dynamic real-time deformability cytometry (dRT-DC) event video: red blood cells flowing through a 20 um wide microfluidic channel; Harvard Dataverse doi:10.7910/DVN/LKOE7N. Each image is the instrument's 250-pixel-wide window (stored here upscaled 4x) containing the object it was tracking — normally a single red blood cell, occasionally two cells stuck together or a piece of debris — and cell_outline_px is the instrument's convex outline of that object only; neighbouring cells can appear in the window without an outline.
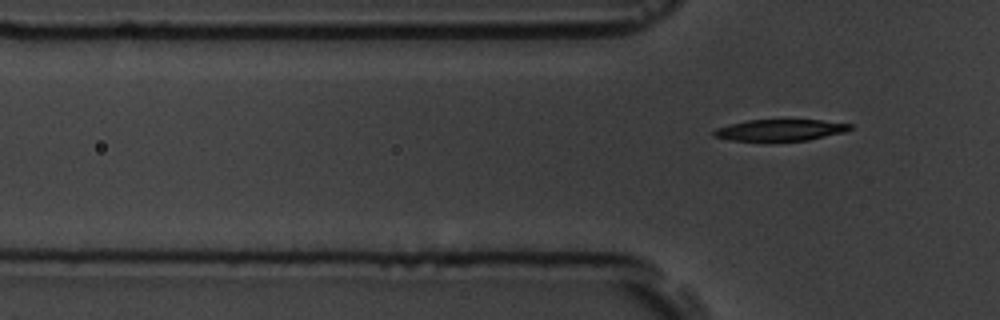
{"species": "common noctule bat (a hibernating species)", "species_latin": "Nyctalus noctula", "temperature_condition": "room temperature", "stored_images_in_passage": 6, "segment_of_instrument_passage": [2, 2], "camera_frame_rate_fps": 3000, "um_per_image_px": 0.085, "animal": {"sex": "male", "body_mass_g": 19.5, "forearm_length_mm": 54.6}, "frame": {"image": 1, "passage_image": 6, "time_ms": 5.667, "image_size_px": [1000, 320], "cell_outline_px": [[852, 128], [844, 132], [808, 140], [728, 140], [712, 136], [712, 132], [716, 128], [748, 120], [820, 120], [852, 124]], "centroid_in_image_um": [66.31, 11.05], "position_along_channel_um": 59.5, "area_um2": 16.7}}